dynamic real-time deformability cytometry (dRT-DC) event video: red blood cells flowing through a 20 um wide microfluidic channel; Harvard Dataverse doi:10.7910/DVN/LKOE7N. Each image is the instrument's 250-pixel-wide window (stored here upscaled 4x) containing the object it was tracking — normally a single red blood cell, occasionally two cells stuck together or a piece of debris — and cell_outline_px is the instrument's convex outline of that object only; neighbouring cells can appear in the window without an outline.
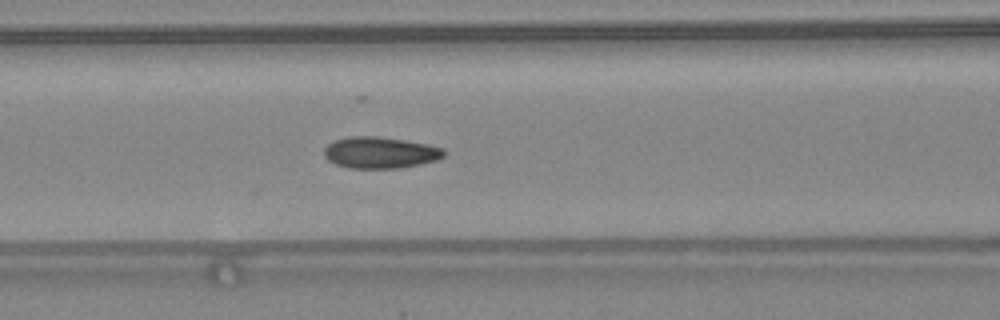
{"species": "common noctule bat (a hibernating species)", "species_latin": "Nyctalus noctula", "temperature_condition": "warm", "stored_images_in_passage": 48, "camera_frame_rate_fps": 3000, "um_per_image_px": 0.085, "animal": {"sex": "female", "body_mass_g": 24.6, "forearm_length_mm": 56.2}, "frame": {"image": 1, "passage_image": 21, "time_ms": 6.667, "image_size_px": [1000, 320], "cell_outline_px": [[444, 156], [436, 160], [420, 164], [400, 168], [348, 168], [336, 164], [328, 160], [324, 156], [324, 148], [328, 144], [336, 140], [352, 136], [376, 136], [404, 140], [428, 144], [444, 148]], "centroid_in_image_um": [32.31, 12.97], "position_along_channel_um": 134.3, "area_um2": 21.91}, "authors_computed_cell_mechanics": {"area_um2": 21.0681, "velocity_mm_per_s": 4.3921, "shape_relaxation_time_tau1_ms": 5.161, "shape_relaxation_time_tau2_ms": 1.5297, "deformation_change_tau1": 0.1469, "deformation_change_tau2": 0.0672}}